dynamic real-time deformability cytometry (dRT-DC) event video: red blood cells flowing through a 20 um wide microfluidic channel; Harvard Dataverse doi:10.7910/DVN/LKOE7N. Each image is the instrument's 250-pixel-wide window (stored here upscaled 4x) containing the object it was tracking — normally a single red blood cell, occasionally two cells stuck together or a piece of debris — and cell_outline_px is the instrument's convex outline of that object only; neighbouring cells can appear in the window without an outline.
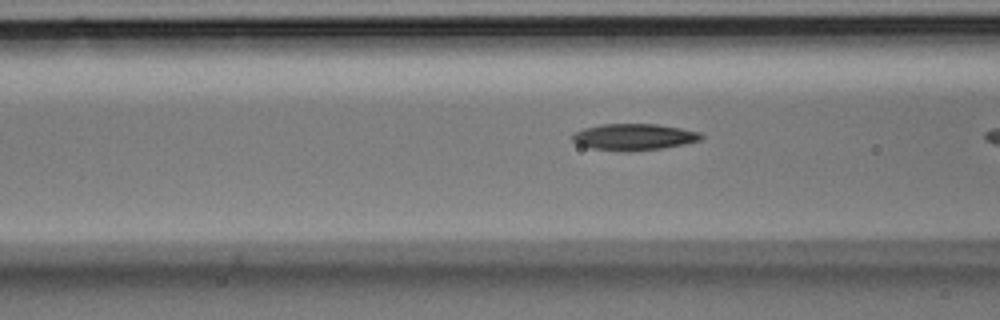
{"species": "Egyptian fruit bat (a non-hibernating species)", "species_latin": "Rousettus aegyptiacus", "temperature_condition": "room temperature", "stored_images_in_passage": 7, "camera_frame_rate_fps": 3000, "um_per_image_px": 0.085, "animal": {"sex": "male"}, "frame": {"image": 1, "passage_image": 6, "time_ms": 1.667, "image_size_px": [1000, 320], "cell_outline_px": [[704, 136], [700, 140], [684, 144], [660, 148], [624, 152], [592, 148], [580, 144], [572, 140], [572, 132], [584, 128], [600, 124], [656, 124], [680, 128], [700, 132]], "centroid_in_image_um": [53.87, 11.63], "position_along_channel_um": 112.7, "area_um2": 19.77}}